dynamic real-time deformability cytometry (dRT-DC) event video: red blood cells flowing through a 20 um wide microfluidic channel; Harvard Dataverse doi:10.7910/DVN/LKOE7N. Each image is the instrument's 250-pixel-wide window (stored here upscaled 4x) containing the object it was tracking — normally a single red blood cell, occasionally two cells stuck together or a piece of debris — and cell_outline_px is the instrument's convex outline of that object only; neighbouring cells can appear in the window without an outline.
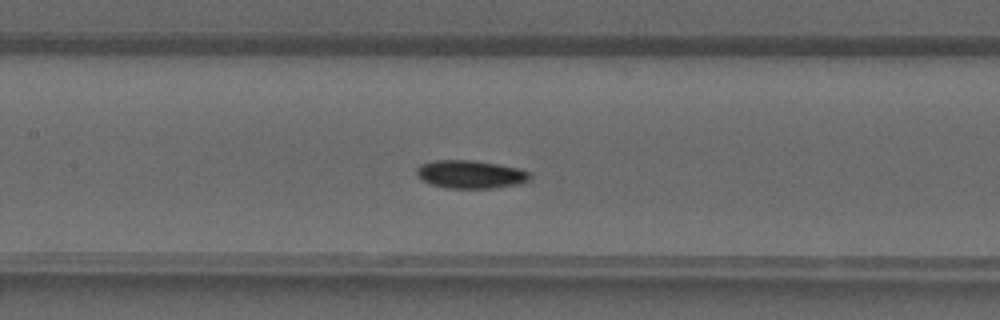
{"species": "common noctule bat (a hibernating species)", "species_latin": "Nyctalus noctula", "temperature_condition": "warm", "stored_images_in_passage": 40, "camera_frame_rate_fps": 3000, "um_per_image_px": 0.085, "animal": {"sex": "male", "forearm_length_mm": 52.5}, "frame": {"image": 1, "passage_image": 18, "time_ms": 5.667, "image_size_px": [1000, 320], "cell_outline_px": [[532, 180], [520, 184], [492, 188], [444, 188], [420, 180], [416, 176], [416, 168], [420, 164], [432, 160], [472, 160], [520, 168], [532, 172]], "centroid_in_image_um": [40.01, 14.82], "position_along_channel_um": 167.4, "area_um2": 18.96}}
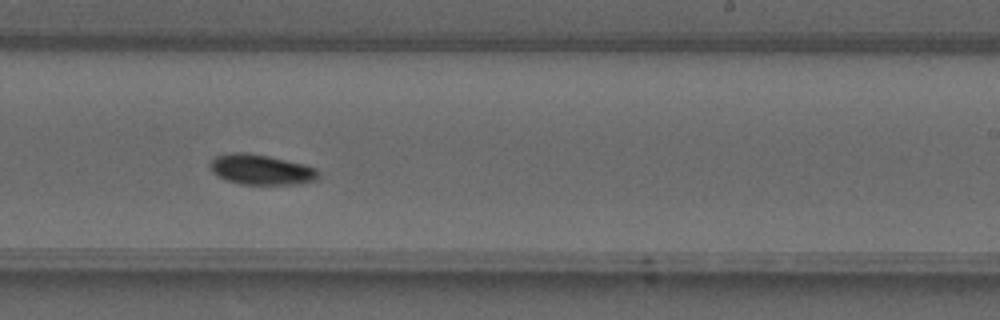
{"frame": {"image": 2, "passage_image": 24, "time_ms": 7.667, "image_size_px": [1000, 320], "cell_outline_px": [[320, 176], [316, 180], [296, 184], [240, 184], [224, 180], [212, 172], [208, 164], [216, 156], [232, 152], [240, 152], [268, 156], [304, 164], [316, 168], [320, 172]], "centroid_in_image_um": [22.19, 14.42], "position_along_channel_um": 266.8, "area_um2": 19.13}}
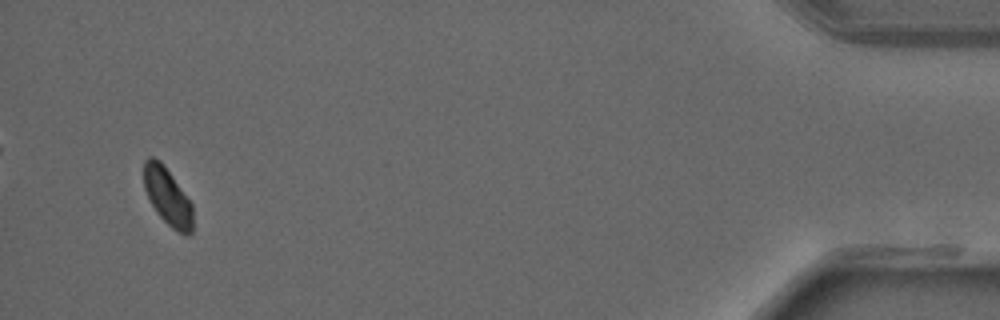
{"frame": {"image": 3, "passage_image": 38, "time_ms": 12.333, "image_size_px": [1000, 320], "cell_outline_px": [[192, 232], [188, 236], [184, 236], [176, 232], [156, 212], [144, 188], [144, 160], [148, 156], [152, 156], [160, 160], [172, 176], [192, 204]], "centroid_in_image_um": [14.24, 16.72], "position_along_channel_um": 421.0, "area_um2": 16.3}}